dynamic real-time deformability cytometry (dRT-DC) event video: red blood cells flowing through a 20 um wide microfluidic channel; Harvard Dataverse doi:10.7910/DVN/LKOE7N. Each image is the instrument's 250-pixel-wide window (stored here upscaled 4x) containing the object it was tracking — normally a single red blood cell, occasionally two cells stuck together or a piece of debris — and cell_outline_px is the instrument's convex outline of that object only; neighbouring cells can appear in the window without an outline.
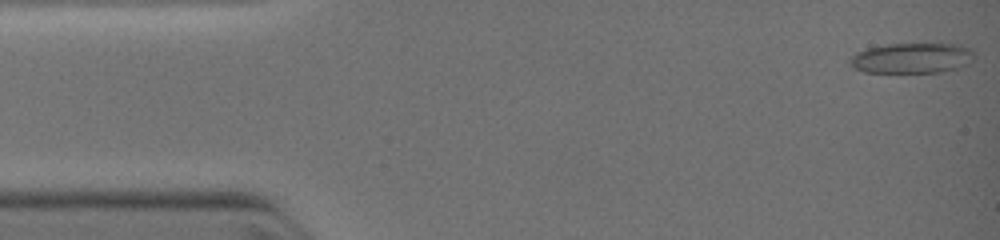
{"species": "common noctule bat (a hibernating species)", "species_latin": "Nyctalus noctula", "temperature_condition": "warm", "stored_images_in_passage": 12, "camera_frame_rate_fps": 3000, "um_per_image_px": 0.085, "animal": {"sex": "female", "body_mass_g": 19.0, "forearm_length_mm": 51.5}, "frame": {"image": 1, "passage_image": 1, "time_ms": 0.0, "image_size_px": [1000, 240], "cell_outline_px": [[976, 56], [968, 64], [956, 68], [940, 72], [864, 72], [848, 64], [848, 56], [856, 52], [868, 48], [888, 44], [960, 44], [972, 48]], "centroid_in_image_um": [77.51, 4.93], "position_along_channel_um": 7.5, "area_um2": 22.2}}
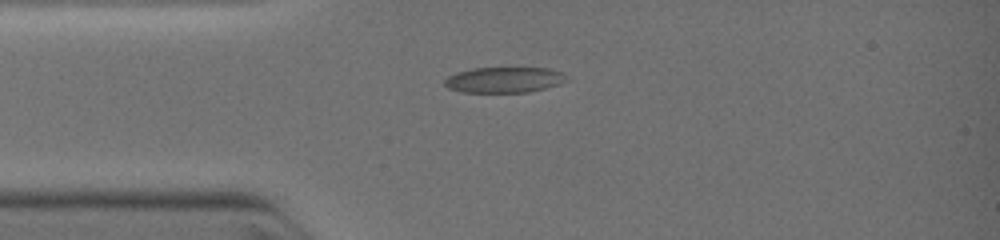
{"frame": {"image": 2, "passage_image": 7, "time_ms": 2.667, "image_size_px": [1000, 240], "cell_outline_px": [[572, 80], [560, 84], [528, 92], [460, 92], [448, 88], [444, 84], [444, 80], [448, 76], [456, 72], [472, 68], [548, 68], [564, 72]], "centroid_in_image_um": [42.91, 6.78], "position_along_channel_um": 42.1, "area_um2": 18.5}}
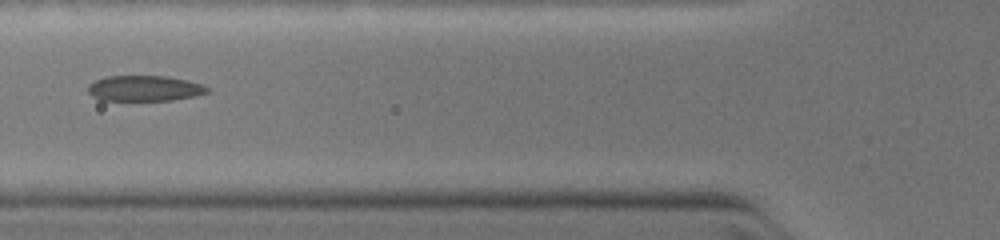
{"frame": {"image": 3, "passage_image": 11, "time_ms": 4.333, "image_size_px": [1000, 240], "cell_outline_px": [[212, 92], [196, 96], [172, 100], [100, 100], [92, 96], [88, 92], [88, 84], [96, 80], [108, 76], [168, 76], [188, 80], [200, 84], [208, 88]], "centroid_in_image_um": [12.31, 7.51], "position_along_channel_um": 113.5, "area_um2": 17.86}}